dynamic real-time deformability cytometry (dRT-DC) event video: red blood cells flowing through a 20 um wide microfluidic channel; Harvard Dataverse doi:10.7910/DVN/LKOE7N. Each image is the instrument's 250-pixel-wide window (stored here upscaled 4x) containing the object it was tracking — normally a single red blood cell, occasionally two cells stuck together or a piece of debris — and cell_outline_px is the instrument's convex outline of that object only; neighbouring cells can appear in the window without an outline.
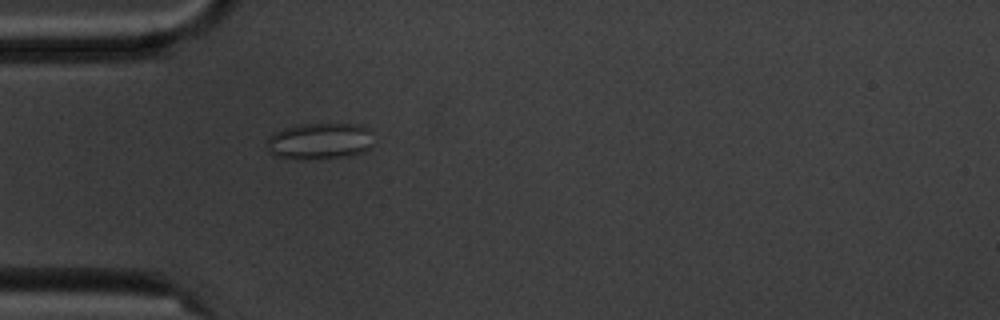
{"species": "common noctule bat (a hibernating species)", "species_latin": "Nyctalus noctula", "temperature_condition": "cold", "stored_images_in_passage": 1, "camera_frame_rate_fps": 3000, "um_per_image_px": 0.085, "animal": {"sex": "male", "body_mass_g": 20.1, "forearm_length_mm": 53.5}, "frame": {"image": 1, "passage_image": 1, "time_ms": 0.0, "image_size_px": [1000, 320], "cell_outline_px": [[372, 144], [364, 152], [348, 156], [304, 160], [272, 156], [268, 152], [268, 136], [284, 128], [300, 124], [360, 124], [368, 128]], "centroid_in_image_um": [27.14, 12.01], "position_along_channel_um": 57.9, "area_um2": 22.77}}